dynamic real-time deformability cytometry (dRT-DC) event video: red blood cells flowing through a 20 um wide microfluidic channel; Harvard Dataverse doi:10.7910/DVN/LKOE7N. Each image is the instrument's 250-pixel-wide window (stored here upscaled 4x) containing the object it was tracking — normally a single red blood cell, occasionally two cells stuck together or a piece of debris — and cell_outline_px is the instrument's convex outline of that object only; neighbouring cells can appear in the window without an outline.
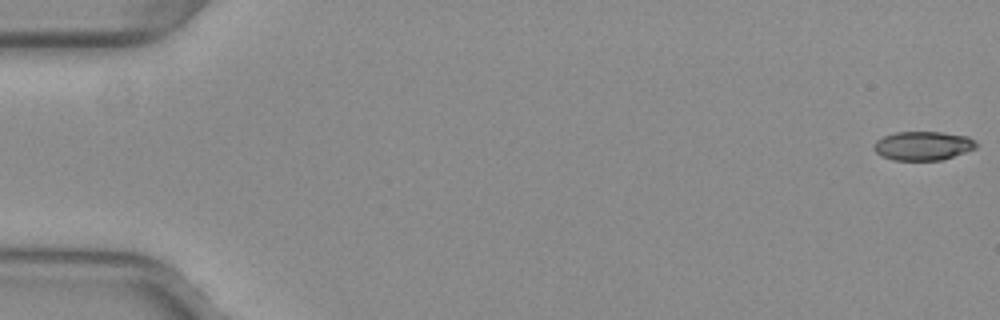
{"species": "common noctule bat (a hibernating species)", "species_latin": "Nyctalus noctula", "temperature_condition": "warm", "stored_images_in_passage": 53, "camera_frame_rate_fps": 3000, "um_per_image_px": 0.085, "animal": {"sex": "female", "body_mass_g": 29.2, "forearm_length_mm": 56.3}, "frame": {"image": 1, "passage_image": 1, "time_ms": 0.0, "image_size_px": [1000, 320], "cell_outline_px": [[976, 148], [940, 160], [892, 160], [876, 152], [872, 148], [876, 140], [884, 136], [896, 132], [940, 132], [968, 136], [976, 144]], "centroid_in_image_um": [78.41, 12.38], "position_along_channel_um": 6.6, "area_um2": 16.99}}
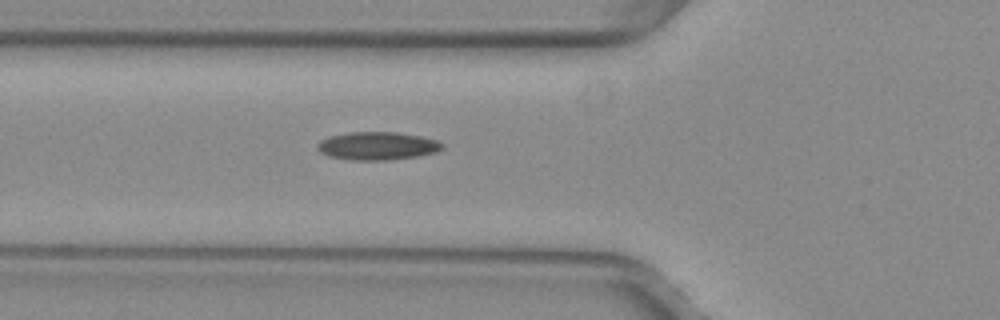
{"frame": {"image": 2, "passage_image": 20, "time_ms": 6.333, "image_size_px": [1000, 320], "cell_outline_px": [[444, 148], [436, 152], [416, 156], [388, 160], [352, 160], [328, 156], [320, 152], [316, 148], [316, 144], [320, 140], [328, 136], [348, 132], [396, 132], [420, 136], [436, 140], [444, 144]], "centroid_in_image_um": [32.04, 12.4], "position_along_channel_um": 93.8, "area_um2": 20.52}}
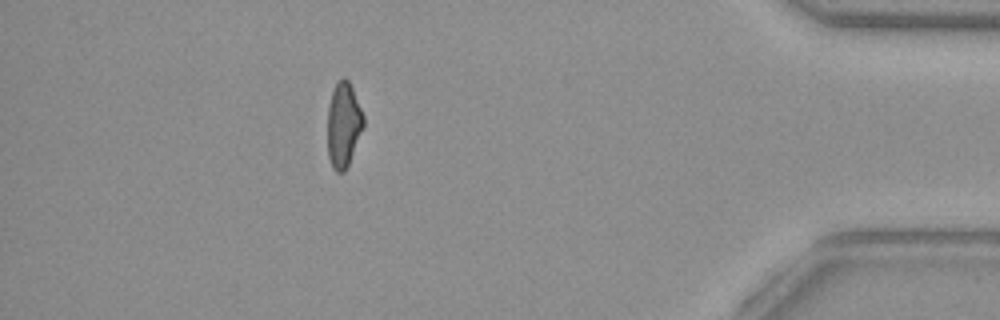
{"frame": {"image": 3, "passage_image": 47, "time_ms": 15.333, "image_size_px": [1000, 320], "cell_outline_px": [[364, 128], [348, 164], [344, 172], [336, 172], [332, 168], [328, 156], [328, 108], [332, 92], [336, 84], [344, 76], [348, 80], [352, 88], [364, 116]], "centroid_in_image_um": [29.2, 10.63], "position_along_channel_um": 406.0, "area_um2": 17.69}, "authors_computed_cell_mechanics": {"area_um2": 18.4382, "velocity_mm_per_s": 4.0202, "shape_relaxation_time_tau1_ms": null, "shape_relaxation_time_tau2_ms": 3.1416, "deformation_change_tau1": null, "deformation_change_tau2": 0.1024}}